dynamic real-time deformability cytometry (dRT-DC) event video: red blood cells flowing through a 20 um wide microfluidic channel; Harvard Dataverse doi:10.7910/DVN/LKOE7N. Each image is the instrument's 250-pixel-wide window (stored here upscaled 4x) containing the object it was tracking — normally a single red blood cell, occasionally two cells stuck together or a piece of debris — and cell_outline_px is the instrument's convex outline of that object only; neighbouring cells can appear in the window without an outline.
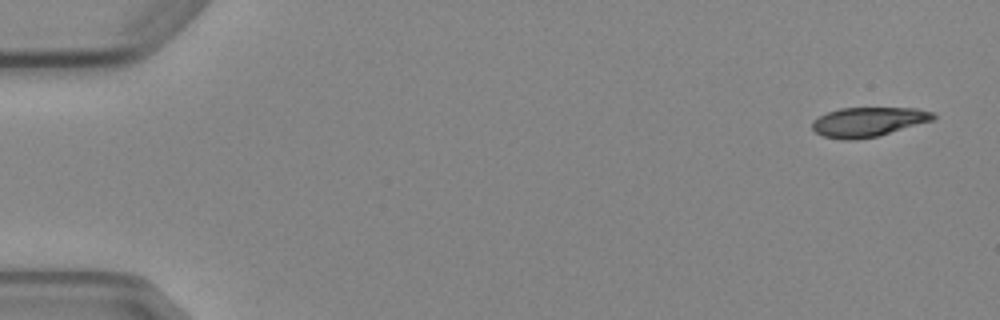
{"species": "Egyptian fruit bat (a non-hibernating species)", "species_latin": "Rousettus aegyptiacus", "temperature_condition": "cold", "stored_images_in_passage": 5, "camera_frame_rate_fps": 3000, "um_per_image_px": 0.085, "animal": {"sex": "female"}, "frame": {"image": 1, "passage_image": 1, "time_ms": 0.0, "image_size_px": [1000, 320], "cell_outline_px": [[936, 116], [932, 120], [876, 136], [856, 140], [844, 140], [824, 136], [816, 132], [812, 128], [812, 120], [828, 112], [840, 108], [916, 108], [936, 112]], "centroid_in_image_um": [73.79, 10.35], "position_along_channel_um": 11.2, "area_um2": 20.58}}
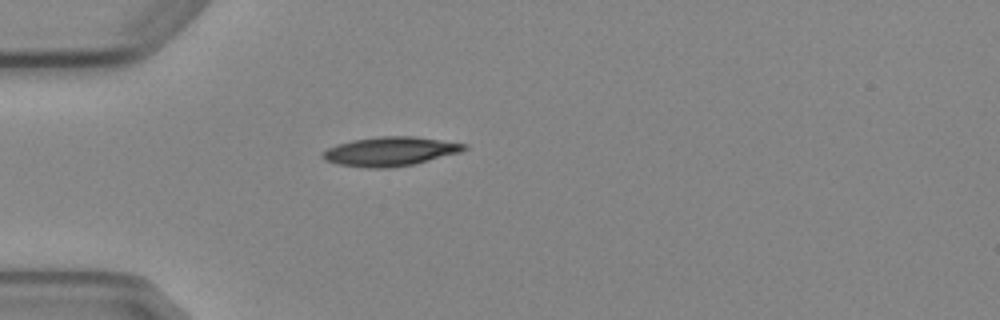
{"frame": {"image": 2, "passage_image": 4, "time_ms": 4.333, "image_size_px": [1000, 320], "cell_outline_px": [[468, 148], [460, 152], [412, 164], [388, 168], [368, 168], [336, 164], [324, 160], [320, 156], [328, 148], [336, 144], [352, 140], [380, 136], [412, 136], [468, 144]], "centroid_in_image_um": [33.13, 12.87], "position_along_channel_um": 51.9, "area_um2": 23.87}}